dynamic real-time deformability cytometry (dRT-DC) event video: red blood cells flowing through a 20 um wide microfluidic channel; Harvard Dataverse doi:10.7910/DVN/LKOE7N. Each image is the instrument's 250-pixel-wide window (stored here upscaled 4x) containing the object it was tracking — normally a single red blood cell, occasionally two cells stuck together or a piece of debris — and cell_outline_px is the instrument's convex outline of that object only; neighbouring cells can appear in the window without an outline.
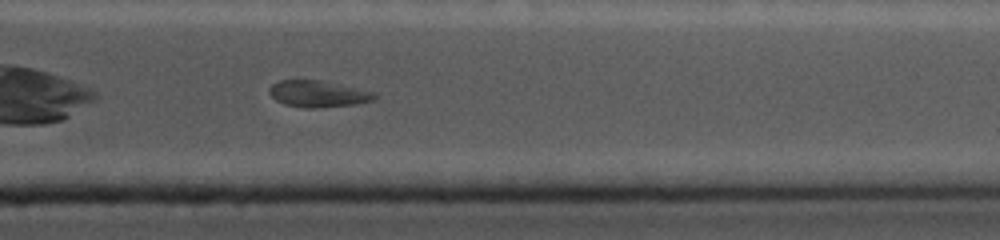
{"species": "common noctule bat (a hibernating species)", "species_latin": "Nyctalus noctula", "temperature_condition": "cold", "stored_images_in_passage": 51, "camera_frame_rate_fps": 5000, "um_per_image_px": 0.085, "animal": {"sex": "female", "body_mass_g": 19.0, "forearm_length_mm": 56.7}, "frame": {"image": 1, "passage_image": 44, "time_ms": 8.6, "image_size_px": [1000, 240], "cell_outline_px": [[376, 100], [356, 104], [316, 108], [312, 108], [284, 104], [276, 100], [268, 92], [268, 88], [272, 84], [280, 80], [324, 80], [376, 92]], "centroid_in_image_um": [27.07, 7.96], "position_along_channel_um": 384.3, "area_um2": 16.42}}
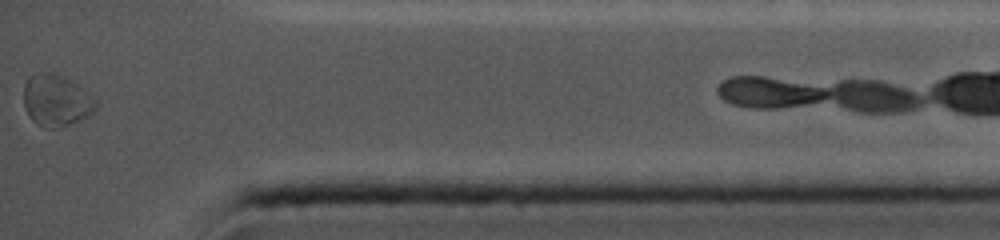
{"frame": {"image": 2, "passage_image": 51, "time_ms": 10.0, "image_size_px": [1000, 240], "cell_outline_px": [[96, 108], [88, 116], [80, 120], [68, 124], [52, 128], [44, 128], [36, 124], [32, 120], [24, 104], [24, 84], [28, 76], [44, 72], [52, 72], [64, 76], [84, 88], [96, 100]], "centroid_in_image_um": [4.78, 8.52], "position_along_channel_um": 430.4, "area_um2": 21.68}, "authors_computed_cell_mechanics": {"area_um2": 16.762, "velocity_mm_per_s": 3.8183, "shape_relaxation_time_tau1_ms": null, "shape_relaxation_time_tau2_ms": 7.6347, "deformation_change_tau1": null, "deformation_change_tau2": 0.1059}}